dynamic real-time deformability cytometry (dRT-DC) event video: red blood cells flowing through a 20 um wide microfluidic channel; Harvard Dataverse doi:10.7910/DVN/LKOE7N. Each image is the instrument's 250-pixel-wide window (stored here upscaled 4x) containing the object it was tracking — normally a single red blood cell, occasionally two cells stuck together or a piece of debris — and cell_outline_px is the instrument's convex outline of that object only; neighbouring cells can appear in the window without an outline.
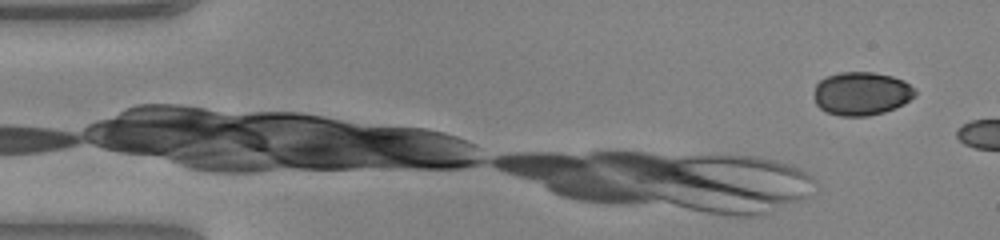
{"species": "common noctule bat (a hibernating species)", "species_latin": "Nyctalus noctula", "temperature_condition": "warm", "stored_images_in_passage": 8, "camera_frame_rate_fps": 3000, "um_per_image_px": 0.085, "animal": {"sex": "female", "body_mass_g": 23.0, "forearm_length_mm": 53.4}, "frame": {"image": 1, "passage_image": 2, "time_ms": 0.333, "image_size_px": [1000, 240], "cell_outline_px": [[916, 96], [904, 104], [896, 108], [884, 112], [868, 116], [840, 116], [824, 112], [816, 104], [816, 84], [820, 80], [828, 76], [840, 72], [872, 72], [892, 76], [904, 80], [916, 92]], "centroid_in_image_um": [73.24, 7.96], "position_along_channel_um": 11.8, "area_um2": 25.55}}